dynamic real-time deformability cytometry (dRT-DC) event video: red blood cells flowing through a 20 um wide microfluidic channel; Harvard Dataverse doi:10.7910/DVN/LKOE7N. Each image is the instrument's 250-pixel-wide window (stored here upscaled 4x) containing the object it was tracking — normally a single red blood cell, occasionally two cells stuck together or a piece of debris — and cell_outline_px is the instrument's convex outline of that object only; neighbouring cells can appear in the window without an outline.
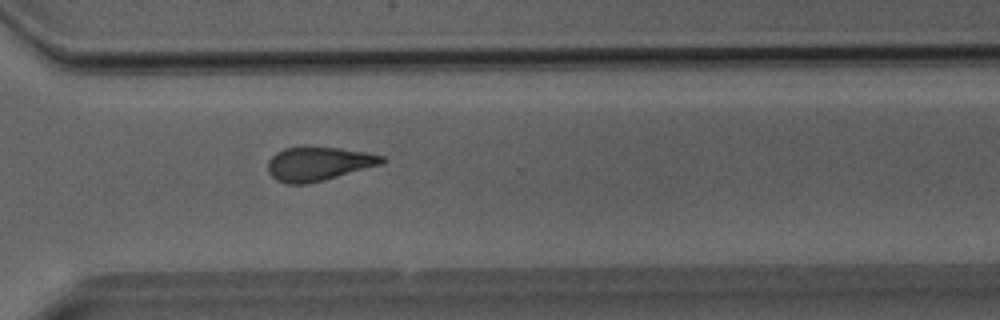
{"species": "Egyptian fruit bat (a non-hibernating species)", "species_latin": "Rousettus aegyptiacus", "temperature_condition": "room temperature", "stored_images_in_passage": 25, "camera_frame_rate_fps": 3000, "um_per_image_px": 0.085, "animal": {"sex": "male"}, "frame": {"image": 1, "passage_image": 17, "time_ms": 5.333, "image_size_px": [1000, 320], "cell_outline_px": [[388, 160], [384, 164], [324, 180], [308, 184], [288, 184], [276, 180], [268, 172], [268, 160], [276, 152], [284, 148], [336, 148], [368, 152], [384, 156]], "centroid_in_image_um": [27.11, 13.94], "position_along_channel_um": 343.5, "area_um2": 22.48}}
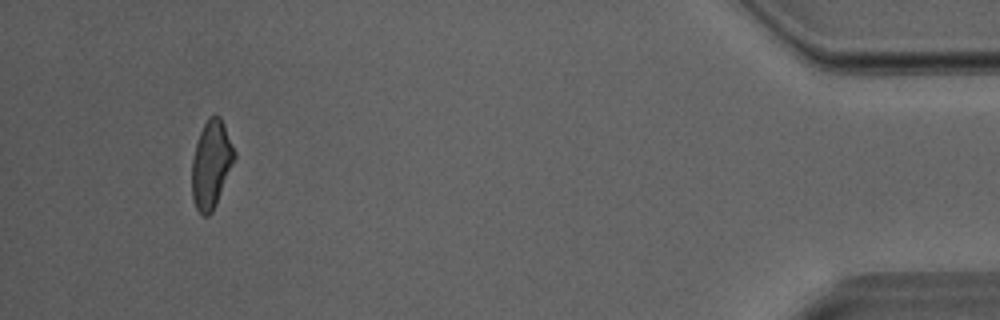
{"frame": {"image": 2, "passage_image": 25, "time_ms": 8.0, "image_size_px": [1000, 320], "cell_outline_px": [[236, 160], [216, 204], [212, 212], [208, 216], [204, 216], [196, 208], [192, 200], [192, 160], [196, 144], [200, 132], [208, 116], [216, 112], [220, 116], [224, 124], [236, 152]], "centroid_in_image_um": [17.97, 13.94], "position_along_channel_um": 417.2, "area_um2": 22.02}}